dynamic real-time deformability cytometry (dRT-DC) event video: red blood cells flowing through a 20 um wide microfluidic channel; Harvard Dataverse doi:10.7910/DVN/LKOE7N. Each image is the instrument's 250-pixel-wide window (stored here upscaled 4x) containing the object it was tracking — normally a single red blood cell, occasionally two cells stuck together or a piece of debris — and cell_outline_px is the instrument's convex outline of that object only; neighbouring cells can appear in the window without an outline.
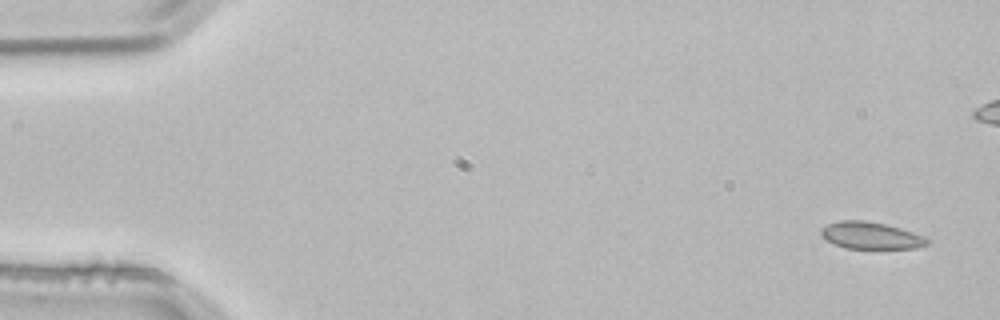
{"species": "common noctule bat (a hibernating species)", "species_latin": "Nyctalus noctula", "temperature_condition": "room temperature", "stored_images_in_passage": 2, "segment_of_instrument_passage": [2, 2], "camera_frame_rate_fps": 3000, "um_per_image_px": 0.085, "animal": {"sex": "male", "body_mass_g": 21.5, "forearm_length_mm": 52.0}, "frame": {"image": 1, "passage_image": 2, "time_ms": 0.333, "image_size_px": [1000, 320], "cell_outline_px": [[932, 240], [928, 244], [916, 248], [848, 248], [824, 240], [820, 236], [820, 228], [828, 224], [840, 220], [864, 220], [884, 224], [900, 228], [924, 236]], "centroid_in_image_um": [74.0, 20.01], "position_along_channel_um": 11.0, "area_um2": 16.7}}